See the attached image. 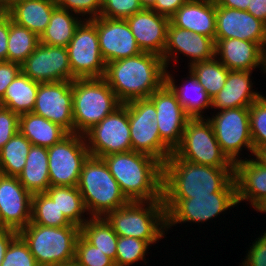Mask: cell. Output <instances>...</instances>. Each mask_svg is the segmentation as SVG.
I'll return each mask as SVG.
<instances>
[{
	"label": "cell",
	"mask_w": 266,
	"mask_h": 266,
	"mask_svg": "<svg viewBox=\"0 0 266 266\" xmlns=\"http://www.w3.org/2000/svg\"><path fill=\"white\" fill-rule=\"evenodd\" d=\"M206 118L212 124L215 137L222 152L233 163L241 161L243 149L254 156V147L250 134L249 107L229 108L218 111ZM248 149V150H247ZM240 154V155H239Z\"/></svg>",
	"instance_id": "8fae6325"
},
{
	"label": "cell",
	"mask_w": 266,
	"mask_h": 266,
	"mask_svg": "<svg viewBox=\"0 0 266 266\" xmlns=\"http://www.w3.org/2000/svg\"><path fill=\"white\" fill-rule=\"evenodd\" d=\"M46 193L71 224L81 227L90 218L77 186H50Z\"/></svg>",
	"instance_id": "d6a6232c"
},
{
	"label": "cell",
	"mask_w": 266,
	"mask_h": 266,
	"mask_svg": "<svg viewBox=\"0 0 266 266\" xmlns=\"http://www.w3.org/2000/svg\"><path fill=\"white\" fill-rule=\"evenodd\" d=\"M162 199L166 211L167 231L178 223L204 224L238 205L236 192H215L193 198Z\"/></svg>",
	"instance_id": "ba28073f"
},
{
	"label": "cell",
	"mask_w": 266,
	"mask_h": 266,
	"mask_svg": "<svg viewBox=\"0 0 266 266\" xmlns=\"http://www.w3.org/2000/svg\"><path fill=\"white\" fill-rule=\"evenodd\" d=\"M1 266H39L28 245L18 235L10 244Z\"/></svg>",
	"instance_id": "b9f144b4"
},
{
	"label": "cell",
	"mask_w": 266,
	"mask_h": 266,
	"mask_svg": "<svg viewBox=\"0 0 266 266\" xmlns=\"http://www.w3.org/2000/svg\"><path fill=\"white\" fill-rule=\"evenodd\" d=\"M39 44L40 38L38 35L16 24L9 16L8 62H15L21 65Z\"/></svg>",
	"instance_id": "d590c367"
},
{
	"label": "cell",
	"mask_w": 266,
	"mask_h": 266,
	"mask_svg": "<svg viewBox=\"0 0 266 266\" xmlns=\"http://www.w3.org/2000/svg\"><path fill=\"white\" fill-rule=\"evenodd\" d=\"M32 113L74 133L72 81L39 83Z\"/></svg>",
	"instance_id": "2e32d148"
},
{
	"label": "cell",
	"mask_w": 266,
	"mask_h": 266,
	"mask_svg": "<svg viewBox=\"0 0 266 266\" xmlns=\"http://www.w3.org/2000/svg\"><path fill=\"white\" fill-rule=\"evenodd\" d=\"M126 21L141 51L157 54L163 59L170 18L151 9H143Z\"/></svg>",
	"instance_id": "7402d4cb"
},
{
	"label": "cell",
	"mask_w": 266,
	"mask_h": 266,
	"mask_svg": "<svg viewBox=\"0 0 266 266\" xmlns=\"http://www.w3.org/2000/svg\"><path fill=\"white\" fill-rule=\"evenodd\" d=\"M241 266H266V231L252 242Z\"/></svg>",
	"instance_id": "bcb514c9"
},
{
	"label": "cell",
	"mask_w": 266,
	"mask_h": 266,
	"mask_svg": "<svg viewBox=\"0 0 266 266\" xmlns=\"http://www.w3.org/2000/svg\"><path fill=\"white\" fill-rule=\"evenodd\" d=\"M18 179L32 195L46 192L50 187L48 151L46 147L32 145L23 171L18 175Z\"/></svg>",
	"instance_id": "f546056e"
},
{
	"label": "cell",
	"mask_w": 266,
	"mask_h": 266,
	"mask_svg": "<svg viewBox=\"0 0 266 266\" xmlns=\"http://www.w3.org/2000/svg\"><path fill=\"white\" fill-rule=\"evenodd\" d=\"M69 64L74 79L104 78L106 62L100 48L96 26L83 20L67 45Z\"/></svg>",
	"instance_id": "5bb4252c"
},
{
	"label": "cell",
	"mask_w": 266,
	"mask_h": 266,
	"mask_svg": "<svg viewBox=\"0 0 266 266\" xmlns=\"http://www.w3.org/2000/svg\"><path fill=\"white\" fill-rule=\"evenodd\" d=\"M261 71L263 73H266V41L262 45V66H261Z\"/></svg>",
	"instance_id": "11a10c76"
},
{
	"label": "cell",
	"mask_w": 266,
	"mask_h": 266,
	"mask_svg": "<svg viewBox=\"0 0 266 266\" xmlns=\"http://www.w3.org/2000/svg\"><path fill=\"white\" fill-rule=\"evenodd\" d=\"M261 165L266 168V145L260 146L253 156Z\"/></svg>",
	"instance_id": "db71d44e"
},
{
	"label": "cell",
	"mask_w": 266,
	"mask_h": 266,
	"mask_svg": "<svg viewBox=\"0 0 266 266\" xmlns=\"http://www.w3.org/2000/svg\"><path fill=\"white\" fill-rule=\"evenodd\" d=\"M237 202H249L255 209L266 199V168L255 158H246L234 164Z\"/></svg>",
	"instance_id": "603a6c76"
},
{
	"label": "cell",
	"mask_w": 266,
	"mask_h": 266,
	"mask_svg": "<svg viewBox=\"0 0 266 266\" xmlns=\"http://www.w3.org/2000/svg\"><path fill=\"white\" fill-rule=\"evenodd\" d=\"M152 247L147 241L118 236L115 266H130L138 261H144L146 264V253Z\"/></svg>",
	"instance_id": "f35d334b"
},
{
	"label": "cell",
	"mask_w": 266,
	"mask_h": 266,
	"mask_svg": "<svg viewBox=\"0 0 266 266\" xmlns=\"http://www.w3.org/2000/svg\"><path fill=\"white\" fill-rule=\"evenodd\" d=\"M5 13L4 8L0 5V17Z\"/></svg>",
	"instance_id": "6125c7cd"
},
{
	"label": "cell",
	"mask_w": 266,
	"mask_h": 266,
	"mask_svg": "<svg viewBox=\"0 0 266 266\" xmlns=\"http://www.w3.org/2000/svg\"><path fill=\"white\" fill-rule=\"evenodd\" d=\"M0 5L4 8L6 12L9 9V0H0Z\"/></svg>",
	"instance_id": "680465c9"
},
{
	"label": "cell",
	"mask_w": 266,
	"mask_h": 266,
	"mask_svg": "<svg viewBox=\"0 0 266 266\" xmlns=\"http://www.w3.org/2000/svg\"><path fill=\"white\" fill-rule=\"evenodd\" d=\"M8 37H9V15L5 12L0 17V61H7Z\"/></svg>",
	"instance_id": "681fc988"
},
{
	"label": "cell",
	"mask_w": 266,
	"mask_h": 266,
	"mask_svg": "<svg viewBox=\"0 0 266 266\" xmlns=\"http://www.w3.org/2000/svg\"><path fill=\"white\" fill-rule=\"evenodd\" d=\"M246 11L266 23V0H250Z\"/></svg>",
	"instance_id": "816d5d0a"
},
{
	"label": "cell",
	"mask_w": 266,
	"mask_h": 266,
	"mask_svg": "<svg viewBox=\"0 0 266 266\" xmlns=\"http://www.w3.org/2000/svg\"><path fill=\"white\" fill-rule=\"evenodd\" d=\"M212 99L225 85L230 71L216 57L188 67Z\"/></svg>",
	"instance_id": "8d00e7d4"
},
{
	"label": "cell",
	"mask_w": 266,
	"mask_h": 266,
	"mask_svg": "<svg viewBox=\"0 0 266 266\" xmlns=\"http://www.w3.org/2000/svg\"><path fill=\"white\" fill-rule=\"evenodd\" d=\"M148 99L157 112V125L161 140L174 151L181 143L186 122L190 118L180 105L175 92L165 82Z\"/></svg>",
	"instance_id": "e0dca14e"
},
{
	"label": "cell",
	"mask_w": 266,
	"mask_h": 266,
	"mask_svg": "<svg viewBox=\"0 0 266 266\" xmlns=\"http://www.w3.org/2000/svg\"><path fill=\"white\" fill-rule=\"evenodd\" d=\"M18 236V232L8 229H0V266L4 259V255L9 247V244Z\"/></svg>",
	"instance_id": "f907efd6"
},
{
	"label": "cell",
	"mask_w": 266,
	"mask_h": 266,
	"mask_svg": "<svg viewBox=\"0 0 266 266\" xmlns=\"http://www.w3.org/2000/svg\"><path fill=\"white\" fill-rule=\"evenodd\" d=\"M105 218L118 236L144 240L150 245H155L164 237L167 238L163 200L129 201L109 212Z\"/></svg>",
	"instance_id": "277c9868"
},
{
	"label": "cell",
	"mask_w": 266,
	"mask_h": 266,
	"mask_svg": "<svg viewBox=\"0 0 266 266\" xmlns=\"http://www.w3.org/2000/svg\"><path fill=\"white\" fill-rule=\"evenodd\" d=\"M102 159L129 201L163 200V165L157 159L132 150Z\"/></svg>",
	"instance_id": "3957f363"
},
{
	"label": "cell",
	"mask_w": 266,
	"mask_h": 266,
	"mask_svg": "<svg viewBox=\"0 0 266 266\" xmlns=\"http://www.w3.org/2000/svg\"><path fill=\"white\" fill-rule=\"evenodd\" d=\"M39 83L20 72L7 87L0 99V106L12 110L19 116L33 111Z\"/></svg>",
	"instance_id": "4dcf8cb0"
},
{
	"label": "cell",
	"mask_w": 266,
	"mask_h": 266,
	"mask_svg": "<svg viewBox=\"0 0 266 266\" xmlns=\"http://www.w3.org/2000/svg\"><path fill=\"white\" fill-rule=\"evenodd\" d=\"M132 151L157 159L162 165L172 154V150L161 140L156 122L157 112L148 99L127 102Z\"/></svg>",
	"instance_id": "30bf717a"
},
{
	"label": "cell",
	"mask_w": 266,
	"mask_h": 266,
	"mask_svg": "<svg viewBox=\"0 0 266 266\" xmlns=\"http://www.w3.org/2000/svg\"><path fill=\"white\" fill-rule=\"evenodd\" d=\"M264 94H261V98L266 102V96H263Z\"/></svg>",
	"instance_id": "be15d7a7"
},
{
	"label": "cell",
	"mask_w": 266,
	"mask_h": 266,
	"mask_svg": "<svg viewBox=\"0 0 266 266\" xmlns=\"http://www.w3.org/2000/svg\"><path fill=\"white\" fill-rule=\"evenodd\" d=\"M19 131V115L0 106V149Z\"/></svg>",
	"instance_id": "f6af8a7d"
},
{
	"label": "cell",
	"mask_w": 266,
	"mask_h": 266,
	"mask_svg": "<svg viewBox=\"0 0 266 266\" xmlns=\"http://www.w3.org/2000/svg\"><path fill=\"white\" fill-rule=\"evenodd\" d=\"M219 6L247 10L250 0H215Z\"/></svg>",
	"instance_id": "f5cc1de1"
},
{
	"label": "cell",
	"mask_w": 266,
	"mask_h": 266,
	"mask_svg": "<svg viewBox=\"0 0 266 266\" xmlns=\"http://www.w3.org/2000/svg\"><path fill=\"white\" fill-rule=\"evenodd\" d=\"M74 133L84 135L122 103L104 78L72 81Z\"/></svg>",
	"instance_id": "8992f818"
},
{
	"label": "cell",
	"mask_w": 266,
	"mask_h": 266,
	"mask_svg": "<svg viewBox=\"0 0 266 266\" xmlns=\"http://www.w3.org/2000/svg\"><path fill=\"white\" fill-rule=\"evenodd\" d=\"M47 151L50 186H77L90 156L84 135L69 133Z\"/></svg>",
	"instance_id": "7c38bea8"
},
{
	"label": "cell",
	"mask_w": 266,
	"mask_h": 266,
	"mask_svg": "<svg viewBox=\"0 0 266 266\" xmlns=\"http://www.w3.org/2000/svg\"><path fill=\"white\" fill-rule=\"evenodd\" d=\"M253 71L230 70L224 87L211 99V109L219 111L229 108L249 107L261 98V92L254 91Z\"/></svg>",
	"instance_id": "d4e9b609"
},
{
	"label": "cell",
	"mask_w": 266,
	"mask_h": 266,
	"mask_svg": "<svg viewBox=\"0 0 266 266\" xmlns=\"http://www.w3.org/2000/svg\"><path fill=\"white\" fill-rule=\"evenodd\" d=\"M80 234L113 261L116 259L118 235L105 217H90L80 227Z\"/></svg>",
	"instance_id": "836d02e7"
},
{
	"label": "cell",
	"mask_w": 266,
	"mask_h": 266,
	"mask_svg": "<svg viewBox=\"0 0 266 266\" xmlns=\"http://www.w3.org/2000/svg\"><path fill=\"white\" fill-rule=\"evenodd\" d=\"M255 211H257V213H266V199L255 208Z\"/></svg>",
	"instance_id": "6f0895ef"
},
{
	"label": "cell",
	"mask_w": 266,
	"mask_h": 266,
	"mask_svg": "<svg viewBox=\"0 0 266 266\" xmlns=\"http://www.w3.org/2000/svg\"><path fill=\"white\" fill-rule=\"evenodd\" d=\"M20 72V64L15 62L0 61V99L4 96L7 87Z\"/></svg>",
	"instance_id": "7dc6e473"
},
{
	"label": "cell",
	"mask_w": 266,
	"mask_h": 266,
	"mask_svg": "<svg viewBox=\"0 0 266 266\" xmlns=\"http://www.w3.org/2000/svg\"><path fill=\"white\" fill-rule=\"evenodd\" d=\"M188 71L189 75L182 85L179 84L178 86V84H175L177 83L176 79L170 74L171 71L166 69V83L175 92L180 105L190 118L205 117L203 114L207 109H210L211 98L194 74L190 70Z\"/></svg>",
	"instance_id": "4316f807"
},
{
	"label": "cell",
	"mask_w": 266,
	"mask_h": 266,
	"mask_svg": "<svg viewBox=\"0 0 266 266\" xmlns=\"http://www.w3.org/2000/svg\"><path fill=\"white\" fill-rule=\"evenodd\" d=\"M58 266H80V265L75 260H72L70 262H66V263L60 264Z\"/></svg>",
	"instance_id": "91938a15"
},
{
	"label": "cell",
	"mask_w": 266,
	"mask_h": 266,
	"mask_svg": "<svg viewBox=\"0 0 266 266\" xmlns=\"http://www.w3.org/2000/svg\"><path fill=\"white\" fill-rule=\"evenodd\" d=\"M215 45V41L210 37L193 33L169 23L166 46L163 51L166 69L171 65L172 60L173 63H178L179 54L189 58L188 67L198 62L210 60L215 57Z\"/></svg>",
	"instance_id": "ffe728a7"
},
{
	"label": "cell",
	"mask_w": 266,
	"mask_h": 266,
	"mask_svg": "<svg viewBox=\"0 0 266 266\" xmlns=\"http://www.w3.org/2000/svg\"><path fill=\"white\" fill-rule=\"evenodd\" d=\"M236 38L263 45L266 23L248 11L219 6L216 3L215 39Z\"/></svg>",
	"instance_id": "44dd1931"
},
{
	"label": "cell",
	"mask_w": 266,
	"mask_h": 266,
	"mask_svg": "<svg viewBox=\"0 0 266 266\" xmlns=\"http://www.w3.org/2000/svg\"><path fill=\"white\" fill-rule=\"evenodd\" d=\"M90 21L96 26L100 52L106 64L142 52L126 19L98 16Z\"/></svg>",
	"instance_id": "ac0fdd59"
},
{
	"label": "cell",
	"mask_w": 266,
	"mask_h": 266,
	"mask_svg": "<svg viewBox=\"0 0 266 266\" xmlns=\"http://www.w3.org/2000/svg\"><path fill=\"white\" fill-rule=\"evenodd\" d=\"M104 79L123 104L148 98L166 82V66L161 56L141 52L106 64Z\"/></svg>",
	"instance_id": "7a4b0ae2"
},
{
	"label": "cell",
	"mask_w": 266,
	"mask_h": 266,
	"mask_svg": "<svg viewBox=\"0 0 266 266\" xmlns=\"http://www.w3.org/2000/svg\"><path fill=\"white\" fill-rule=\"evenodd\" d=\"M32 194L16 176L0 174V221L2 228L19 232L31 222Z\"/></svg>",
	"instance_id": "d6986e66"
},
{
	"label": "cell",
	"mask_w": 266,
	"mask_h": 266,
	"mask_svg": "<svg viewBox=\"0 0 266 266\" xmlns=\"http://www.w3.org/2000/svg\"><path fill=\"white\" fill-rule=\"evenodd\" d=\"M56 7L55 0H26L13 4L6 13L13 22L40 37Z\"/></svg>",
	"instance_id": "83f0119b"
},
{
	"label": "cell",
	"mask_w": 266,
	"mask_h": 266,
	"mask_svg": "<svg viewBox=\"0 0 266 266\" xmlns=\"http://www.w3.org/2000/svg\"><path fill=\"white\" fill-rule=\"evenodd\" d=\"M173 26L202 34L215 41L216 1L187 0L171 17Z\"/></svg>",
	"instance_id": "cb8c5ba5"
},
{
	"label": "cell",
	"mask_w": 266,
	"mask_h": 266,
	"mask_svg": "<svg viewBox=\"0 0 266 266\" xmlns=\"http://www.w3.org/2000/svg\"><path fill=\"white\" fill-rule=\"evenodd\" d=\"M75 261L80 266H115L110 257L90 244L81 234L76 242Z\"/></svg>",
	"instance_id": "60d3db41"
},
{
	"label": "cell",
	"mask_w": 266,
	"mask_h": 266,
	"mask_svg": "<svg viewBox=\"0 0 266 266\" xmlns=\"http://www.w3.org/2000/svg\"><path fill=\"white\" fill-rule=\"evenodd\" d=\"M21 72L38 83L73 81L67 47L40 43L21 64Z\"/></svg>",
	"instance_id": "9a60e30c"
},
{
	"label": "cell",
	"mask_w": 266,
	"mask_h": 266,
	"mask_svg": "<svg viewBox=\"0 0 266 266\" xmlns=\"http://www.w3.org/2000/svg\"><path fill=\"white\" fill-rule=\"evenodd\" d=\"M55 2L57 7L82 16L84 20L94 19L101 13L102 0H55Z\"/></svg>",
	"instance_id": "ee69618b"
},
{
	"label": "cell",
	"mask_w": 266,
	"mask_h": 266,
	"mask_svg": "<svg viewBox=\"0 0 266 266\" xmlns=\"http://www.w3.org/2000/svg\"><path fill=\"white\" fill-rule=\"evenodd\" d=\"M215 192H236L234 167L200 165L174 152L163 164L162 198H193Z\"/></svg>",
	"instance_id": "6da1fadb"
},
{
	"label": "cell",
	"mask_w": 266,
	"mask_h": 266,
	"mask_svg": "<svg viewBox=\"0 0 266 266\" xmlns=\"http://www.w3.org/2000/svg\"><path fill=\"white\" fill-rule=\"evenodd\" d=\"M22 1H26V0H9V8L15 4V3H19V2H22Z\"/></svg>",
	"instance_id": "94428289"
},
{
	"label": "cell",
	"mask_w": 266,
	"mask_h": 266,
	"mask_svg": "<svg viewBox=\"0 0 266 266\" xmlns=\"http://www.w3.org/2000/svg\"><path fill=\"white\" fill-rule=\"evenodd\" d=\"M31 223L50 227L76 226L66 219L46 192L32 195Z\"/></svg>",
	"instance_id": "74e56055"
},
{
	"label": "cell",
	"mask_w": 266,
	"mask_h": 266,
	"mask_svg": "<svg viewBox=\"0 0 266 266\" xmlns=\"http://www.w3.org/2000/svg\"><path fill=\"white\" fill-rule=\"evenodd\" d=\"M249 124L255 152L266 145V102L262 98L249 106Z\"/></svg>",
	"instance_id": "ab89813d"
},
{
	"label": "cell",
	"mask_w": 266,
	"mask_h": 266,
	"mask_svg": "<svg viewBox=\"0 0 266 266\" xmlns=\"http://www.w3.org/2000/svg\"><path fill=\"white\" fill-rule=\"evenodd\" d=\"M173 152L183 160L200 165L234 167L222 152L212 124L206 117L188 119L181 143Z\"/></svg>",
	"instance_id": "9c48e42d"
},
{
	"label": "cell",
	"mask_w": 266,
	"mask_h": 266,
	"mask_svg": "<svg viewBox=\"0 0 266 266\" xmlns=\"http://www.w3.org/2000/svg\"><path fill=\"white\" fill-rule=\"evenodd\" d=\"M19 131L32 145L46 148L60 142L69 134L58 124L32 112L19 116Z\"/></svg>",
	"instance_id": "f1b7e54d"
},
{
	"label": "cell",
	"mask_w": 266,
	"mask_h": 266,
	"mask_svg": "<svg viewBox=\"0 0 266 266\" xmlns=\"http://www.w3.org/2000/svg\"><path fill=\"white\" fill-rule=\"evenodd\" d=\"M187 0H156L151 10L170 18Z\"/></svg>",
	"instance_id": "c3c4849f"
},
{
	"label": "cell",
	"mask_w": 266,
	"mask_h": 266,
	"mask_svg": "<svg viewBox=\"0 0 266 266\" xmlns=\"http://www.w3.org/2000/svg\"><path fill=\"white\" fill-rule=\"evenodd\" d=\"M143 10L139 0H102L100 17L127 19Z\"/></svg>",
	"instance_id": "7bdbcfd3"
},
{
	"label": "cell",
	"mask_w": 266,
	"mask_h": 266,
	"mask_svg": "<svg viewBox=\"0 0 266 266\" xmlns=\"http://www.w3.org/2000/svg\"><path fill=\"white\" fill-rule=\"evenodd\" d=\"M39 266H58L75 260L78 226L50 227L29 223L18 232Z\"/></svg>",
	"instance_id": "52a82bcc"
},
{
	"label": "cell",
	"mask_w": 266,
	"mask_h": 266,
	"mask_svg": "<svg viewBox=\"0 0 266 266\" xmlns=\"http://www.w3.org/2000/svg\"><path fill=\"white\" fill-rule=\"evenodd\" d=\"M83 20L82 17L71 11L56 7L52 12L49 24L39 37L40 43L67 47L74 36L76 28Z\"/></svg>",
	"instance_id": "1f68e13d"
},
{
	"label": "cell",
	"mask_w": 266,
	"mask_h": 266,
	"mask_svg": "<svg viewBox=\"0 0 266 266\" xmlns=\"http://www.w3.org/2000/svg\"><path fill=\"white\" fill-rule=\"evenodd\" d=\"M31 142L18 131L0 149V174L16 176L23 171Z\"/></svg>",
	"instance_id": "e575fe53"
},
{
	"label": "cell",
	"mask_w": 266,
	"mask_h": 266,
	"mask_svg": "<svg viewBox=\"0 0 266 266\" xmlns=\"http://www.w3.org/2000/svg\"><path fill=\"white\" fill-rule=\"evenodd\" d=\"M77 187L89 217H105L129 202L102 158L88 157Z\"/></svg>",
	"instance_id": "5b68a950"
},
{
	"label": "cell",
	"mask_w": 266,
	"mask_h": 266,
	"mask_svg": "<svg viewBox=\"0 0 266 266\" xmlns=\"http://www.w3.org/2000/svg\"><path fill=\"white\" fill-rule=\"evenodd\" d=\"M90 156L102 158L132 150L127 102L84 134Z\"/></svg>",
	"instance_id": "4fadbf2b"
},
{
	"label": "cell",
	"mask_w": 266,
	"mask_h": 266,
	"mask_svg": "<svg viewBox=\"0 0 266 266\" xmlns=\"http://www.w3.org/2000/svg\"><path fill=\"white\" fill-rule=\"evenodd\" d=\"M139 1L143 9H151L154 6L156 0H139Z\"/></svg>",
	"instance_id": "9f6ffc18"
},
{
	"label": "cell",
	"mask_w": 266,
	"mask_h": 266,
	"mask_svg": "<svg viewBox=\"0 0 266 266\" xmlns=\"http://www.w3.org/2000/svg\"><path fill=\"white\" fill-rule=\"evenodd\" d=\"M215 57L229 70L254 71L262 66V45L236 38L215 39Z\"/></svg>",
	"instance_id": "484cf974"
}]
</instances>
